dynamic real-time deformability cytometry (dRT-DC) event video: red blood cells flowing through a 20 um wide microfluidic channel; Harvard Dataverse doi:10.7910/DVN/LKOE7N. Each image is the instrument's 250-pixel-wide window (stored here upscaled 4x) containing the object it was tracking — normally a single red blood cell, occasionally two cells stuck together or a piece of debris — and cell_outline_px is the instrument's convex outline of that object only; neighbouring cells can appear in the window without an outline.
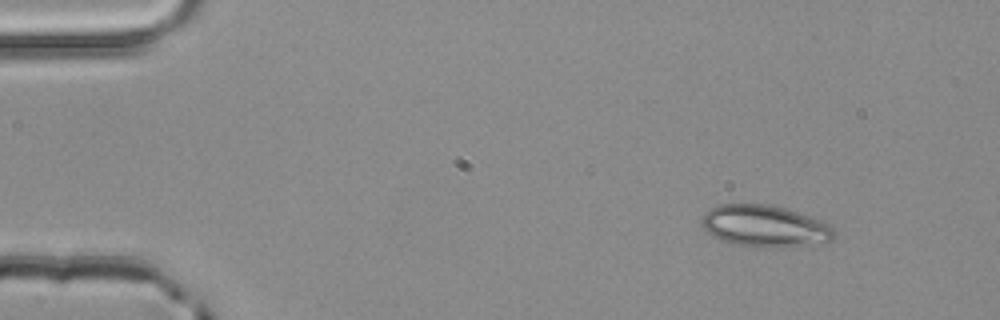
{"species": "common noctule bat (a hibernating species)", "species_latin": "Nyctalus noctula", "temperature_condition": "room temperature", "stored_images_in_passage": 4, "camera_frame_rate_fps": 3000, "um_per_image_px": 0.085, "animal": {"sex": "male", "body_mass_g": 20.4}, "frame": {"image": 1, "passage_image": 1, "time_ms": 0.0, "image_size_px": [1000, 320], "cell_outline_px": [[836, 236], [832, 240], [784, 248], [756, 248], [732, 244], [708, 232], [700, 224], [704, 216], [712, 208], [720, 204], [768, 204], [784, 208], [812, 216], [832, 224], [836, 228]], "centroid_in_image_um": [65.09, 19.23], "position_along_channel_um": 19.9, "area_um2": 32.48}}
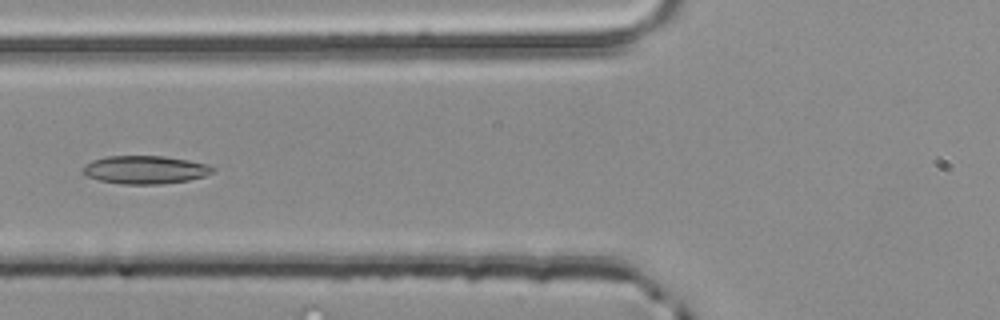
{"frame": {"image": 2, "passage_image": 4, "time_ms": 1.0, "image_size_px": [1000, 320], "cell_outline_px": [[216, 172], [208, 176], [188, 180], [160, 184], [124, 184], [100, 180], [84, 176], [84, 164], [92, 160], [108, 156], [164, 156], [188, 160], [208, 164], [216, 168]], "centroid_in_image_um": [12.39, 14.43], "position_along_channel_um": 113.4, "area_um2": 21.44}}